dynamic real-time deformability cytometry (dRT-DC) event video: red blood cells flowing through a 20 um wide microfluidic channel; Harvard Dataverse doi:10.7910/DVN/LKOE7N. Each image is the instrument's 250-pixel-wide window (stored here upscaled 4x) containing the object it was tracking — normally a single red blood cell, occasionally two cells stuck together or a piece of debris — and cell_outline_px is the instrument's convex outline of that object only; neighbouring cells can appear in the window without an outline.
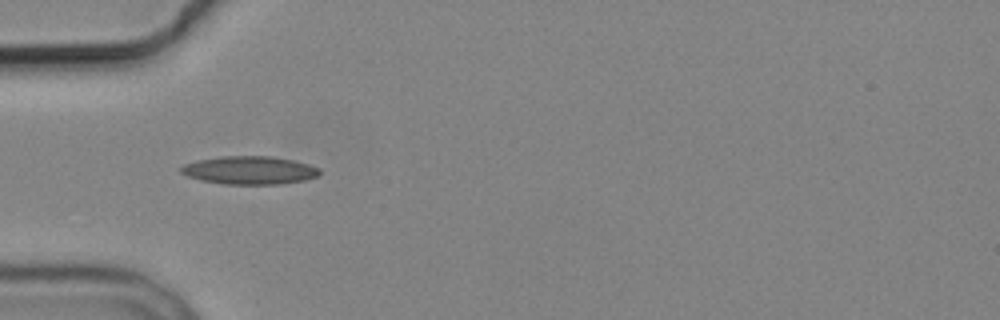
{"species": "common noctule bat (a hibernating species)", "species_latin": "Nyctalus noctula", "temperature_condition": "cold", "stored_images_in_passage": 7, "camera_frame_rate_fps": 3000, "um_per_image_px": 0.085, "animal": {"sex": "male", "body_mass_g": 19.2, "forearm_length_mm": 51.8}, "frame": {"image": 1, "passage_image": 1, "time_ms": 0.0, "image_size_px": [1000, 320], "cell_outline_px": [[320, 172], [316, 176], [304, 180], [280, 184], [224, 184], [200, 180], [188, 176], [180, 172], [180, 168], [184, 164], [196, 160], [220, 156], [268, 156], [292, 160], [308, 164], [320, 168]], "centroid_in_image_um": [21.17, 14.47], "position_along_channel_um": 63.8, "area_um2": 22.66}}
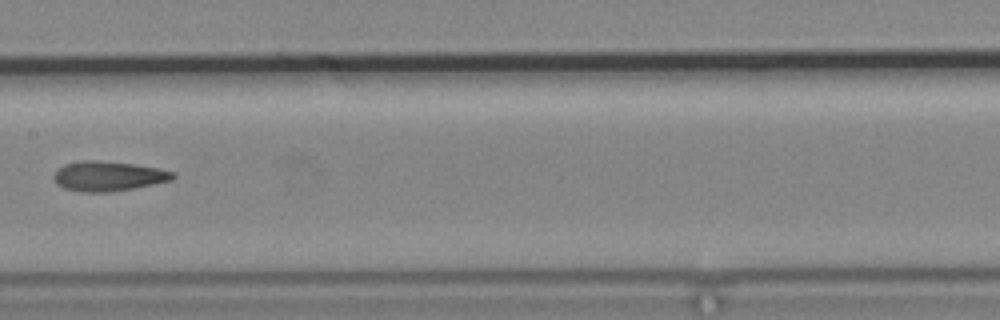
{"frame": {"image": 2, "passage_image": 4, "time_ms": 3.667, "image_size_px": [1000, 320], "cell_outline_px": [[176, 176], [172, 180], [132, 188], [108, 192], [84, 192], [64, 188], [56, 184], [52, 176], [64, 164], [80, 160], [96, 160], [132, 164], [160, 168], [176, 172]], "centroid_in_image_um": [9.2, 14.96], "position_along_channel_um": 198.2, "area_um2": 20.63}}
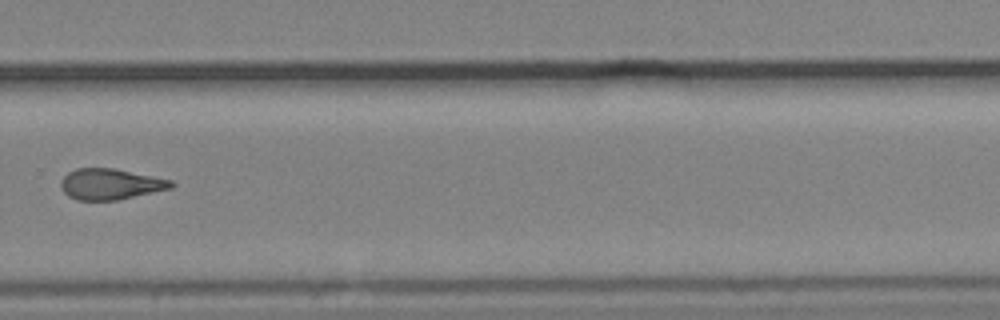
{"frame": {"image": 3, "passage_image": 7, "time_ms": 7.0, "image_size_px": [1000, 320], "cell_outline_px": [[176, 184], [172, 188], [116, 200], [76, 200], [68, 196], [60, 188], [60, 180], [68, 172], [76, 168], [112, 168], [172, 180]], "centroid_in_image_um": [9.35, 15.65], "position_along_channel_um": 320.4, "area_um2": 19.83}}